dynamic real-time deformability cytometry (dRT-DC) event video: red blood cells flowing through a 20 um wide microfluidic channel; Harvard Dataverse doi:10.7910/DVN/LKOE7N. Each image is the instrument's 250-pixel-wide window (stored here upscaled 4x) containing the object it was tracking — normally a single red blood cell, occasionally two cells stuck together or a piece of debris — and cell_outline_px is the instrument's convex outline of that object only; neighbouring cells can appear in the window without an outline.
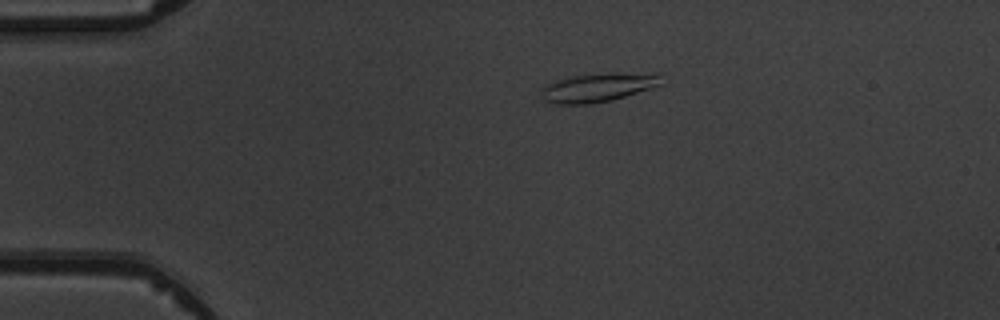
{"species": "common noctule bat (a hibernating species)", "species_latin": "Nyctalus noctula", "temperature_condition": "warm", "stored_images_in_passage": 6, "camera_frame_rate_fps": 3000, "um_per_image_px": 0.085, "animal": {"sex": "male", "body_mass_g": 19.5, "forearm_length_mm": 54.6}, "frame": {"image": 1, "passage_image": 3, "time_ms": 2.333, "image_size_px": [1000, 320], "cell_outline_px": [[664, 84], [652, 88], [612, 100], [588, 104], [556, 104], [544, 100], [540, 96], [540, 88], [544, 84], [568, 76], [608, 72], [656, 76]], "centroid_in_image_um": [50.67, 7.45], "position_along_channel_um": 34.3, "area_um2": 20.0}}
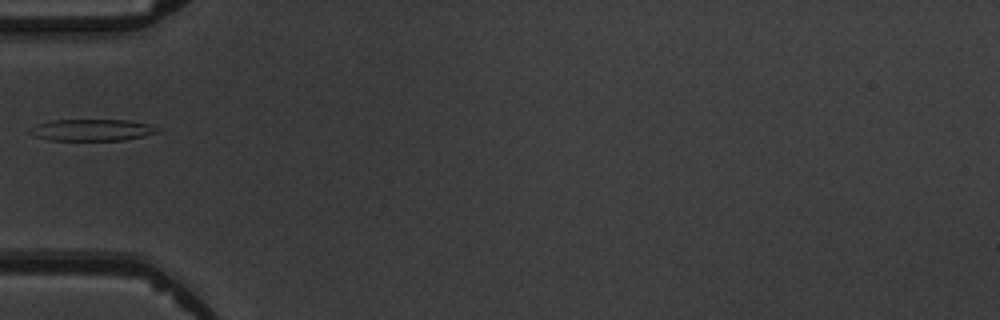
{"frame": {"image": 2, "passage_image": 5, "time_ms": 4.667, "image_size_px": [1000, 320], "cell_outline_px": [[160, 132], [144, 136], [124, 140], [48, 140], [36, 136], [28, 132], [28, 128], [36, 124], [52, 120], [128, 120], [148, 124], [160, 128]], "centroid_in_image_um": [7.81, 11.05], "position_along_channel_um": 77.2, "area_um2": 16.18}}
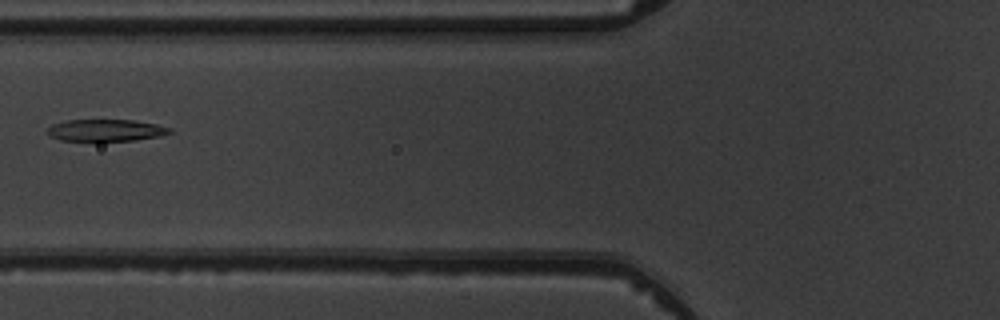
{"frame": {"image": 3, "passage_image": 6, "time_ms": 5.667, "image_size_px": [1000, 320], "cell_outline_px": [[172, 132], [160, 136], [136, 140], [96, 144], [60, 140], [52, 136], [48, 132], [48, 128], [52, 124], [68, 120], [132, 120], [156, 124], [172, 128]], "centroid_in_image_um": [8.99, 11.13], "position_along_channel_um": 116.8, "area_um2": 16.42}}